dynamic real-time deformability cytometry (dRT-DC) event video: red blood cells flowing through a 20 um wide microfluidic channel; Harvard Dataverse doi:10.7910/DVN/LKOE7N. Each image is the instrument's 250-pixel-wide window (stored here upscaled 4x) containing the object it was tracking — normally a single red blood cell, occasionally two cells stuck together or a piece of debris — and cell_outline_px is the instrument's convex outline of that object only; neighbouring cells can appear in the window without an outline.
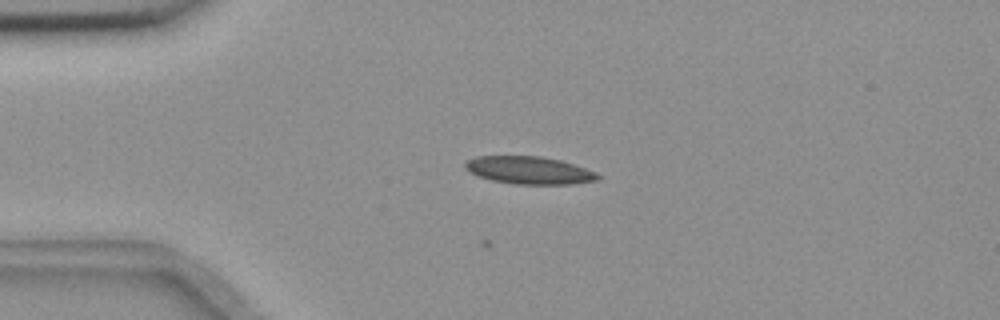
{"species": "common noctule bat (a hibernating species)", "species_latin": "Nyctalus noctula", "temperature_condition": "room temperature", "stored_images_in_passage": 2, "camera_frame_rate_fps": 3000, "um_per_image_px": 0.085, "animal": {"sex": "female", "body_mass_g": 18.4}, "frame": {"image": 1, "passage_image": 2, "time_ms": 0.333, "image_size_px": [1000, 320], "cell_outline_px": [[604, 176], [600, 180], [572, 184], [516, 184], [492, 180], [468, 172], [464, 168], [464, 164], [468, 160], [476, 156], [540, 156], [560, 160], [596, 172]], "centroid_in_image_um": [45.01, 14.48], "position_along_channel_um": 40.0, "area_um2": 21.39}}